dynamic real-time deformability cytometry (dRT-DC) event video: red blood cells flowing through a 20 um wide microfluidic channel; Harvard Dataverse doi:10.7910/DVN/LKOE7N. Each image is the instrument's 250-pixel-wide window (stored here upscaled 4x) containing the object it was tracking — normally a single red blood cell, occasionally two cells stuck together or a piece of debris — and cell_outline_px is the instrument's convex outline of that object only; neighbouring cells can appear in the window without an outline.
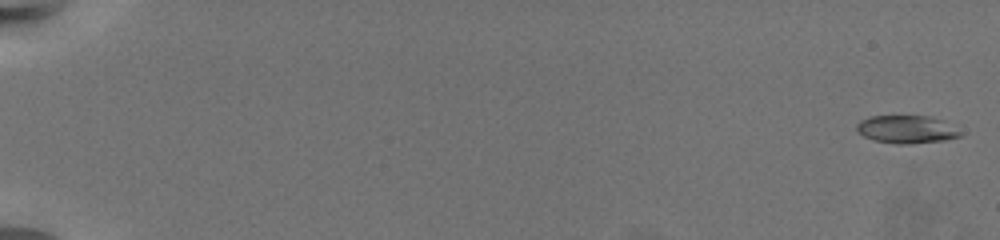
{"species": "common noctule bat (a hibernating species)", "species_latin": "Nyctalus noctula", "temperature_condition": "warm", "stored_images_in_passage": 67, "camera_frame_rate_fps": 3000, "um_per_image_px": 0.085, "animal": {"sex": "female", "body_mass_g": 19.5, "forearm_length_mm": 54.1}, "frame": {"image": 1, "passage_image": 2, "time_ms": 0.333, "image_size_px": [1000, 240], "cell_outline_px": [[960, 136], [944, 140], [908, 144], [896, 144], [872, 140], [856, 132], [856, 124], [860, 120], [872, 116], [928, 116], [940, 120], [960, 132]], "centroid_in_image_um": [76.95, 11.0], "position_along_channel_um": 8.0, "area_um2": 16.59}}
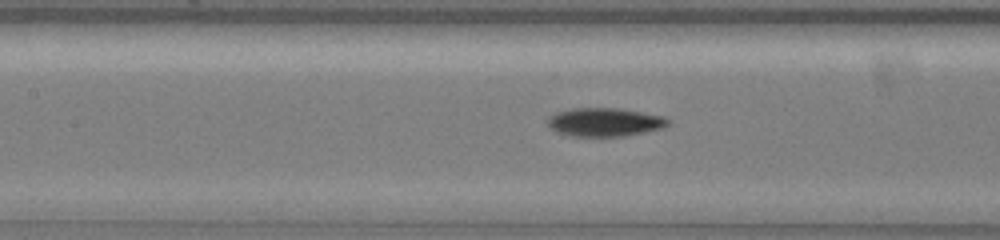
{"frame": {"image": 2, "passage_image": 35, "time_ms": 11.333, "image_size_px": [1000, 240], "cell_outline_px": [[672, 120], [664, 128], [624, 136], [568, 136], [556, 132], [548, 124], [548, 116], [556, 112], [572, 108], [616, 108], [664, 116]], "centroid_in_image_um": [51.4, 10.38], "position_along_channel_um": 156.0, "area_um2": 20.06}}
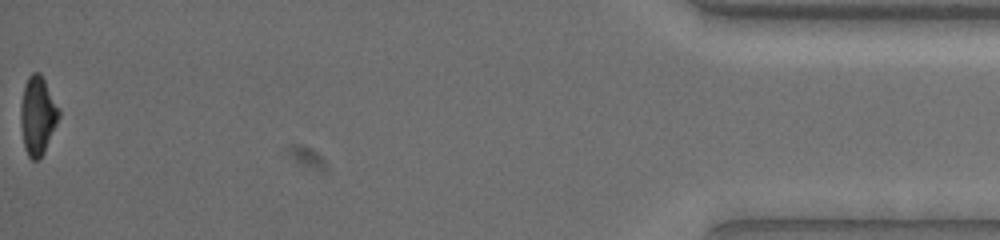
{"frame": {"image": 3, "passage_image": 67, "time_ms": 22.0, "image_size_px": [1000, 240], "cell_outline_px": [[60, 116], [44, 152], [36, 160], [32, 160], [28, 156], [24, 148], [20, 124], [20, 104], [24, 88], [28, 76], [32, 72], [40, 72], [60, 108]], "centroid_in_image_um": [3.19, 9.81], "position_along_channel_um": 432.0, "area_um2": 17.57}, "authors_computed_cell_mechanics": {"area_um2": 18.3226, "velocity_mm_per_s": 3.3563, "shape_relaxation_time_tau1_ms": 4.147, "shape_relaxation_time_tau2_ms": 2.7784, "deformation_change_tau1": 0.173, "deformation_change_tau2": 0.088}}